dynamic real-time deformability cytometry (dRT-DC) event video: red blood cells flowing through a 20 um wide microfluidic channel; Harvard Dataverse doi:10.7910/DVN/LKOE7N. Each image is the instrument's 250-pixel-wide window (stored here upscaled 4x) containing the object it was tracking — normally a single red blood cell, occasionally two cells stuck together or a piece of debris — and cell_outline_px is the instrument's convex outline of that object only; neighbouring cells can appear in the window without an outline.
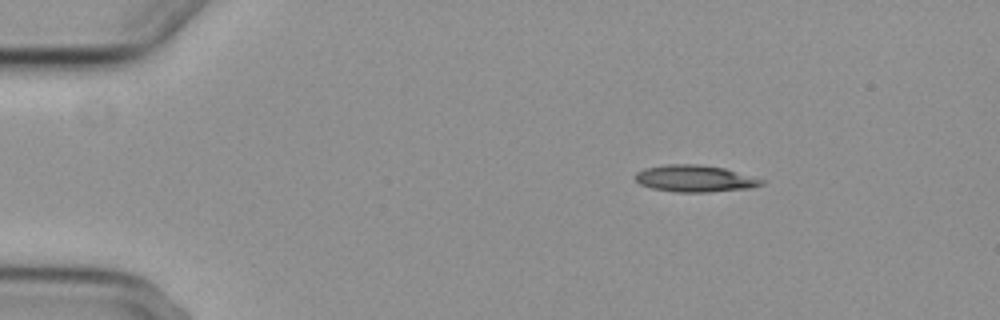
{"species": "common noctule bat (a hibernating species)", "species_latin": "Nyctalus noctula", "temperature_condition": "cold", "stored_images_in_passage": 4, "camera_frame_rate_fps": 3000, "um_per_image_px": 0.085, "animal": {"sex": "female", "body_mass_g": 29.2, "forearm_length_mm": 56.3}, "frame": {"image": 1, "passage_image": 1, "time_ms": 0.0, "image_size_px": [1000, 320], "cell_outline_px": [[764, 184], [752, 188], [708, 192], [676, 192], [652, 188], [640, 184], [632, 176], [636, 172], [644, 168], [668, 164], [700, 164], [724, 168], [764, 180]], "centroid_in_image_um": [59.03, 15.17], "position_along_channel_um": 26.0, "area_um2": 19.77}}